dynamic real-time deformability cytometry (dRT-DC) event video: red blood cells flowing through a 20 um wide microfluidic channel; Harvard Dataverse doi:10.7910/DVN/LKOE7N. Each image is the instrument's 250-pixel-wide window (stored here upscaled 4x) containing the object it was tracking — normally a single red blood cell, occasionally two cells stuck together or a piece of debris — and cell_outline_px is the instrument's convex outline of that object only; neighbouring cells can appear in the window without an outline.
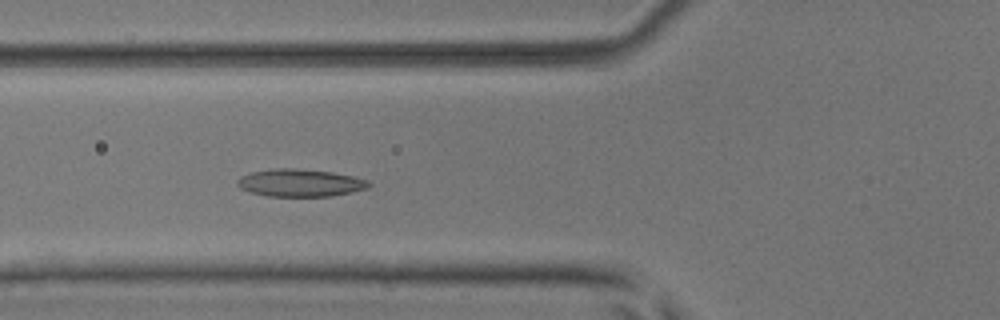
{"species": "common noctule bat (a hibernating species)", "species_latin": "Nyctalus noctula", "temperature_condition": "room temperature", "stored_images_in_passage": 40, "camera_frame_rate_fps": 3000, "um_per_image_px": 0.085, "animal": {"sex": "male", "body_mass_g": 17.9, "forearm_length_mm": 54.2}, "frame": {"image": 1, "passage_image": 7, "time_ms": 2.0, "image_size_px": [1000, 320], "cell_outline_px": [[372, 184], [368, 188], [332, 196], [268, 196], [252, 192], [240, 188], [236, 184], [236, 180], [240, 176], [252, 172], [276, 168], [296, 168], [332, 172], [352, 176], [368, 180]], "centroid_in_image_um": [25.51, 15.54], "position_along_channel_um": 100.3, "area_um2": 21.04}}
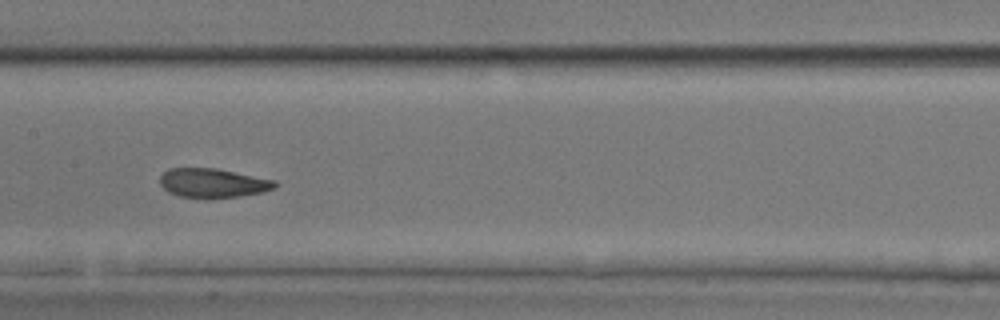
{"frame": {"image": 2, "passage_image": 14, "time_ms": 4.333, "image_size_px": [1000, 320], "cell_outline_px": [[276, 188], [260, 192], [240, 196], [180, 196], [168, 192], [160, 184], [160, 176], [168, 168], [216, 168], [276, 180]], "centroid_in_image_um": [18.09, 15.52], "position_along_channel_um": 189.3, "area_um2": 19.02}}
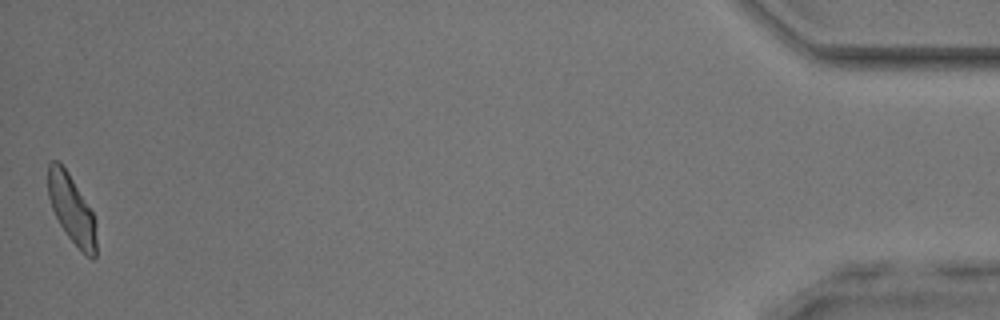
{"frame": {"image": 3, "passage_image": 40, "time_ms": 13.0, "image_size_px": [1000, 320], "cell_outline_px": [[96, 256], [92, 260], [84, 256], [68, 236], [60, 224], [52, 208], [48, 196], [48, 164], [52, 160], [60, 160], [68, 172], [92, 212], [96, 220]], "centroid_in_image_um": [6.1, 17.8], "position_along_channel_um": 429.1, "area_um2": 19.36}, "authors_computed_cell_mechanics": {"area_um2": 19.9121, "velocity_mm_per_s": 3.8249, "shape_relaxation_time_tau1_ms": 4.1517, "shape_relaxation_time_tau2_ms": 2.2248, "deformation_change_tau1": 0.1302, "deformation_change_tau2": 0.0851}}